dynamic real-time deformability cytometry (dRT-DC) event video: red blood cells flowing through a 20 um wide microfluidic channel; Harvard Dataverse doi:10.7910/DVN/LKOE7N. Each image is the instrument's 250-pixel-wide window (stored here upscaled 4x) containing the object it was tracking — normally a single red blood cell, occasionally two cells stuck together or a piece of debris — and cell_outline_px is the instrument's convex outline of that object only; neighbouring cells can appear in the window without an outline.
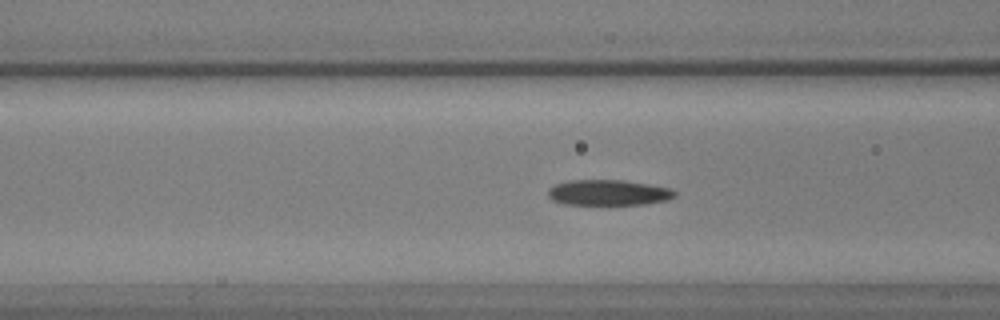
{"species": "common noctule bat (a hibernating species)", "species_latin": "Nyctalus noctula", "temperature_condition": "warm", "stored_images_in_passage": 58, "camera_frame_rate_fps": 3000, "um_per_image_px": 0.085, "animal": {"sex": "male", "body_mass_g": 17.9, "forearm_length_mm": 54.2}, "frame": {"image": 1, "passage_image": 22, "time_ms": 7.0, "image_size_px": [1000, 320], "cell_outline_px": [[676, 196], [668, 200], [648, 204], [564, 204], [552, 200], [548, 196], [548, 188], [556, 184], [568, 180], [624, 180], [648, 184], [668, 188], [676, 192]], "centroid_in_image_um": [51.7, 16.37], "position_along_channel_um": 114.9, "area_um2": 18.9}}
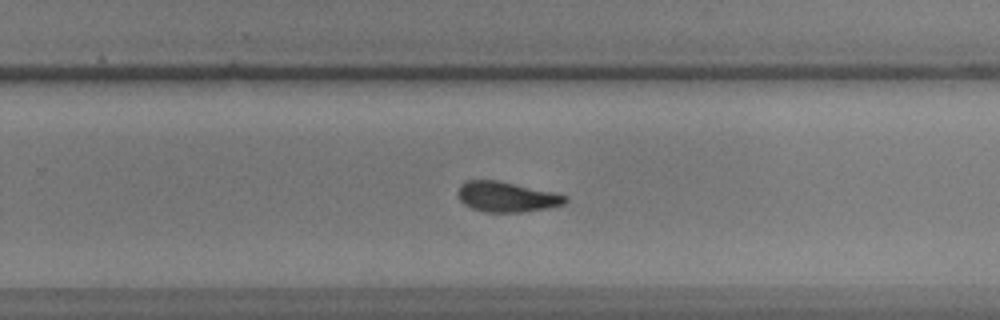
{"frame": {"image": 2, "passage_image": 37, "time_ms": 12.0, "image_size_px": [1000, 320], "cell_outline_px": [[568, 200], [564, 204], [548, 208], [524, 212], [484, 212], [472, 208], [464, 204], [456, 196], [456, 192], [460, 184], [468, 180], [496, 180], [552, 192], [568, 196]], "centroid_in_image_um": [43.03, 16.74], "position_along_channel_um": 286.8, "area_um2": 18.96}}
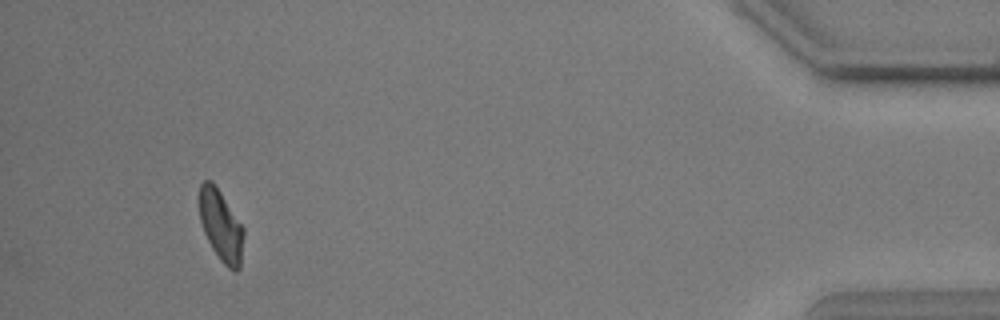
{"frame": {"image": 3, "passage_image": 54, "time_ms": 17.667, "image_size_px": [1000, 320], "cell_outline_px": [[244, 236], [240, 268], [236, 272], [232, 272], [220, 260], [212, 248], [204, 232], [200, 220], [200, 184], [204, 180], [212, 180], [244, 228]], "centroid_in_image_um": [18.8, 19.22], "position_along_channel_um": 416.4, "area_um2": 18.26}}